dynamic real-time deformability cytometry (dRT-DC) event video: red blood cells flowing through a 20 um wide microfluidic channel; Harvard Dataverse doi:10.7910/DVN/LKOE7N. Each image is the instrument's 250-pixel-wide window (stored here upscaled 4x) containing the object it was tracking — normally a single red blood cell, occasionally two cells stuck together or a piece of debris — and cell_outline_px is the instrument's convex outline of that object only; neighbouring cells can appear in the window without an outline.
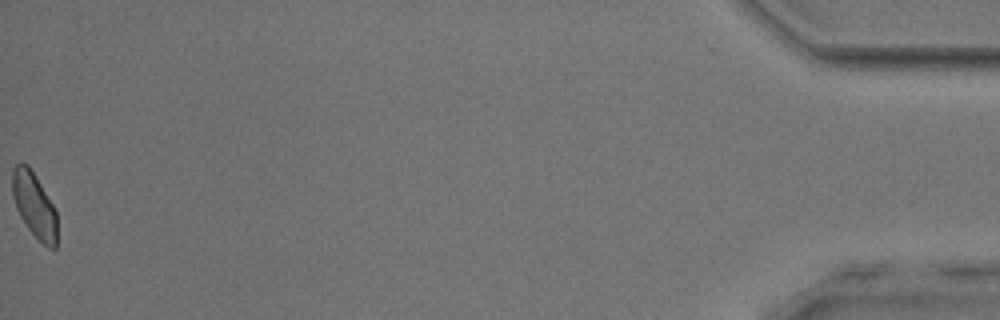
{"species": "common noctule bat (a hibernating species)", "species_latin": "Nyctalus noctula", "temperature_condition": "room temperature", "stored_images_in_passage": 38, "camera_frame_rate_fps": 3000, "um_per_image_px": 0.085, "animal": {"sex": "male", "body_mass_g": 17.9, "forearm_length_mm": 54.2}, "frame": {"image": 1, "passage_image": 38, "time_ms": 12.333, "image_size_px": [1000, 320], "cell_outline_px": [[56, 248], [48, 248], [28, 228], [20, 216], [16, 208], [12, 196], [12, 168], [20, 160], [28, 164], [52, 204], [56, 212]], "centroid_in_image_um": [2.87, 17.38], "position_along_channel_um": 432.3, "area_um2": 16.76}, "authors_computed_cell_mechanics": {"area_um2": 17.6579, "velocity_mm_per_s": 3.8578, "shape_relaxation_time_tau1_ms": null, "shape_relaxation_time_tau2_ms": 1.7665, "deformation_change_tau1": null, "deformation_change_tau2": 0.0674}}